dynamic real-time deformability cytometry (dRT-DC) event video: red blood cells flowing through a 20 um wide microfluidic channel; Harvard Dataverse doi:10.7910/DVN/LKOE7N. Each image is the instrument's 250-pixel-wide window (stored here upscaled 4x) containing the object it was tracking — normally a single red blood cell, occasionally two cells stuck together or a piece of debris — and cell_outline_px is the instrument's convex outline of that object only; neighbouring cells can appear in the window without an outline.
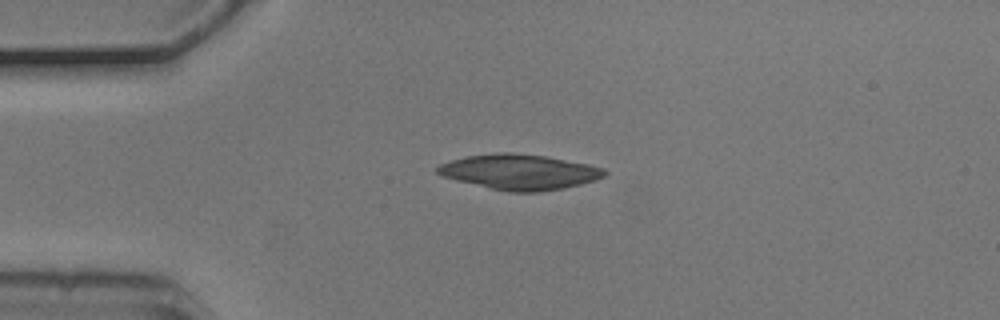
{"species": "common noctule bat (a hibernating species)", "species_latin": "Nyctalus noctula", "temperature_condition": "cold", "stored_images_in_passage": 7, "camera_frame_rate_fps": 3000, "um_per_image_px": 0.085, "animal": {"sex": "male", "body_mass_g": 20.5, "forearm_length_mm": 52.5}, "frame": {"image": 1, "passage_image": 3, "time_ms": 0.667, "image_size_px": [1000, 320], "cell_outline_px": [[608, 172], [604, 176], [596, 180], [564, 188], [540, 192], [508, 192], [456, 180], [444, 176], [436, 172], [436, 168], [440, 164], [464, 156], [496, 152], [512, 152], [548, 156], [588, 164], [604, 168]], "centroid_in_image_um": [44.18, 14.6], "position_along_channel_um": 40.8, "area_um2": 34.45}}